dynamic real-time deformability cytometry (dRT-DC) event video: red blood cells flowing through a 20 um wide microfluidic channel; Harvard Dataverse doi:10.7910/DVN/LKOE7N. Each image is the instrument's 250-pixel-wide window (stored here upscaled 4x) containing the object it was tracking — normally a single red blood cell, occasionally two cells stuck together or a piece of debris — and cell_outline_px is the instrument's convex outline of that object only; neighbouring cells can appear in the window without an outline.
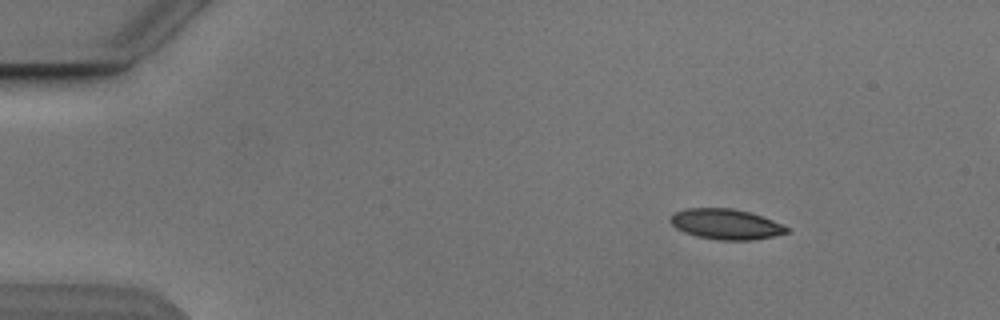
{"species": "Egyptian fruit bat (a non-hibernating species)", "species_latin": "Rousettus aegyptiacus", "temperature_condition": "cold", "stored_images_in_passage": 4, "camera_frame_rate_fps": 3000, "um_per_image_px": 0.085, "animal": {"sex": "male"}, "frame": {"image": 1, "passage_image": 1, "time_ms": 0.0, "image_size_px": [1000, 320], "cell_outline_px": [[792, 232], [752, 240], [716, 240], [696, 236], [684, 232], [676, 228], [668, 220], [668, 216], [684, 208], [732, 208], [748, 212], [784, 224]], "centroid_in_image_um": [61.68, 19.05], "position_along_channel_um": 23.3, "area_um2": 20.75}}